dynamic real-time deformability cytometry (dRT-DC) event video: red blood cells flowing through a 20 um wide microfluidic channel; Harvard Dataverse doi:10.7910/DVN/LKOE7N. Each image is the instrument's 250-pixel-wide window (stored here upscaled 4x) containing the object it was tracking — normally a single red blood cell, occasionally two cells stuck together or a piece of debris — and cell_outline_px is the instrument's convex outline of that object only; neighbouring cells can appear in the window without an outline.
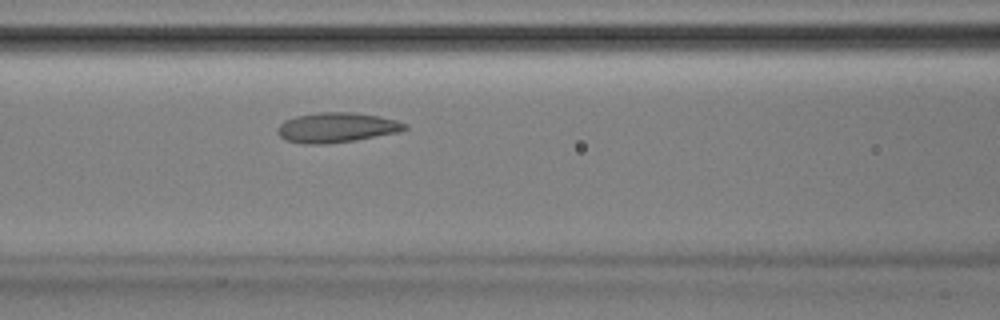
{"species": "Egyptian fruit bat (a non-hibernating species)", "species_latin": "Rousettus aegyptiacus", "temperature_condition": "room temperature", "stored_images_in_passage": 46, "camera_frame_rate_fps": 3000, "um_per_image_px": 0.085, "animal": {"sex": "male"}, "frame": {"image": 1, "passage_image": 16, "time_ms": 5.0, "image_size_px": [1000, 320], "cell_outline_px": [[408, 128], [400, 132], [356, 140], [324, 144], [304, 144], [284, 140], [276, 132], [276, 128], [284, 120], [296, 116], [320, 112], [352, 112], [376, 116], [396, 120], [408, 124]], "centroid_in_image_um": [28.59, 10.85], "position_along_channel_um": 138.0, "area_um2": 22.31}}
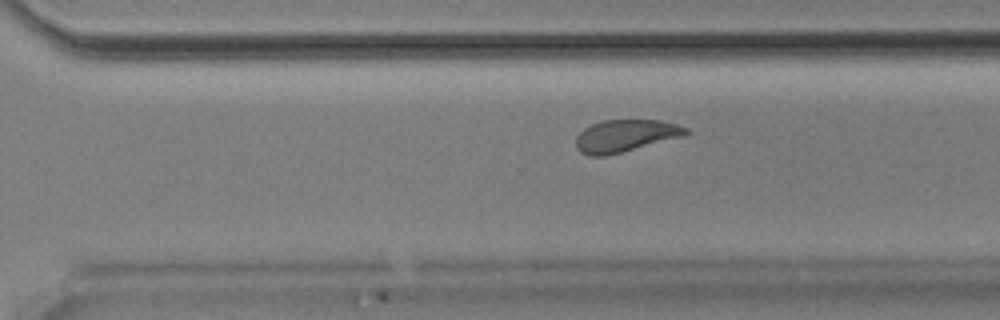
{"frame": {"image": 2, "passage_image": 30, "time_ms": 9.667, "image_size_px": [1000, 320], "cell_outline_px": [[688, 132], [684, 136], [604, 156], [588, 156], [580, 152], [576, 148], [576, 136], [584, 128], [592, 124], [604, 120], [660, 120], [676, 124], [688, 128]], "centroid_in_image_um": [53.13, 11.54], "position_along_channel_um": 317.5, "area_um2": 20.46}}
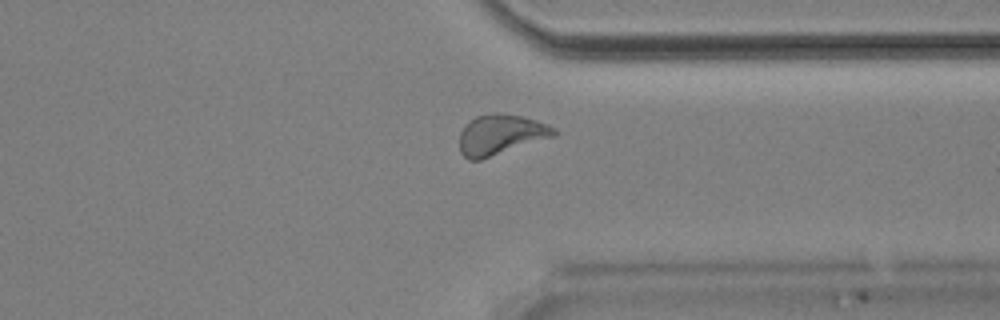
{"frame": {"image": 3, "passage_image": 34, "time_ms": 11.0, "image_size_px": [1000, 320], "cell_outline_px": [[560, 132], [556, 136], [480, 160], [468, 160], [460, 152], [460, 132], [476, 116], [492, 112], [504, 112], [524, 116], [548, 124], [556, 128]], "centroid_in_image_um": [42.62, 11.43], "position_along_channel_um": 368.8, "area_um2": 22.48}, "authors_computed_cell_mechanics": {"area_um2": 21.5883, "velocity_mm_per_s": 3.8566, "shape_relaxation_time_tau1_ms": null, "shape_relaxation_time_tau2_ms": 1.8494, "deformation_change_tau1": null, "deformation_change_tau2": 0.0873}}